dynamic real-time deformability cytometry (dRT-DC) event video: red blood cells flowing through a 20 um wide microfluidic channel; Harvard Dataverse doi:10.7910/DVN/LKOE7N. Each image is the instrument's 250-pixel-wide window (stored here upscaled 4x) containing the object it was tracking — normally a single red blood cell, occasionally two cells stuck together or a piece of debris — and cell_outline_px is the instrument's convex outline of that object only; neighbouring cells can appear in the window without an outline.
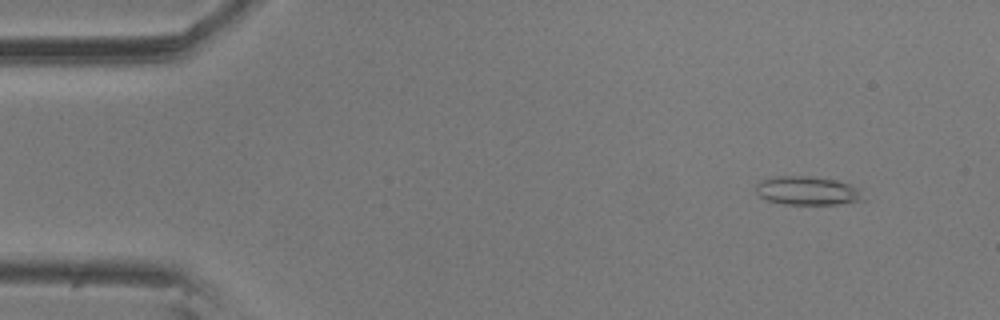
{"species": "common noctule bat (a hibernating species)", "species_latin": "Nyctalus noctula", "temperature_condition": "room temperature", "stored_images_in_passage": 54, "camera_frame_rate_fps": 3000, "um_per_image_px": 0.085, "animal": {"sex": "male", "body_mass_g": 20.5, "forearm_length_mm": 52.5}, "frame": {"image": 1, "passage_image": 3, "time_ms": 0.667, "image_size_px": [1000, 320], "cell_outline_px": [[868, 200], [840, 204], [784, 204], [768, 200], [760, 196], [756, 192], [756, 184], [760, 180], [776, 176], [808, 176], [836, 180], [860, 188]], "centroid_in_image_um": [68.69, 16.21], "position_along_channel_um": 16.3, "area_um2": 18.15}}
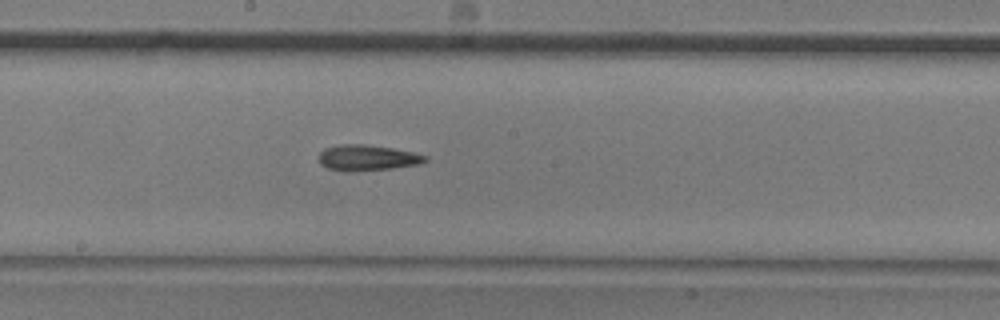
{"frame": {"image": 2, "passage_image": 28, "time_ms": 9.0, "image_size_px": [1000, 320], "cell_outline_px": [[428, 160], [420, 164], [392, 168], [352, 172], [348, 172], [328, 168], [320, 164], [320, 152], [324, 148], [340, 144], [364, 144], [392, 148], [412, 152], [428, 156]], "centroid_in_image_um": [31.22, 13.41], "position_along_channel_um": 217.0, "area_um2": 16.01}}
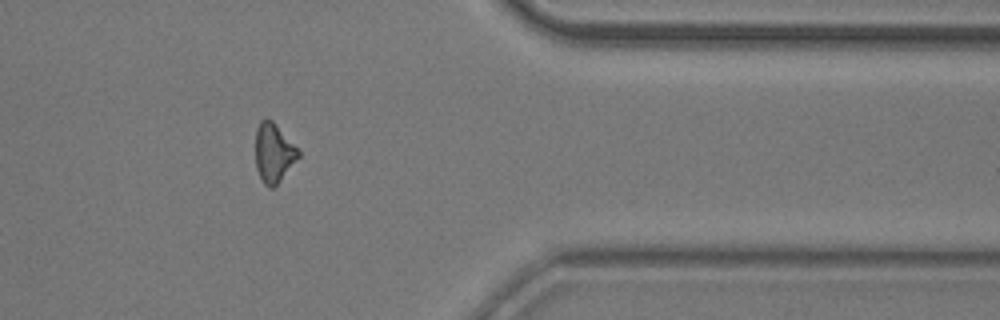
{"frame": {"image": 3, "passage_image": 44, "time_ms": 14.333, "image_size_px": [1000, 320], "cell_outline_px": [[300, 156], [276, 184], [272, 188], [268, 188], [260, 180], [256, 168], [256, 128], [260, 120], [268, 116], [276, 124], [300, 152]], "centroid_in_image_um": [23.23, 12.97], "position_along_channel_um": 388.2, "area_um2": 14.68}, "authors_computed_cell_mechanics": {"area_um2": 15.4904, "velocity_mm_per_s": 3.5639, "shape_relaxation_time_tau1_ms": 6.5728, "shape_relaxation_time_tau2_ms": 8.1627, "deformation_change_tau1": 0.1689, "deformation_change_tau2": 0.2045}}